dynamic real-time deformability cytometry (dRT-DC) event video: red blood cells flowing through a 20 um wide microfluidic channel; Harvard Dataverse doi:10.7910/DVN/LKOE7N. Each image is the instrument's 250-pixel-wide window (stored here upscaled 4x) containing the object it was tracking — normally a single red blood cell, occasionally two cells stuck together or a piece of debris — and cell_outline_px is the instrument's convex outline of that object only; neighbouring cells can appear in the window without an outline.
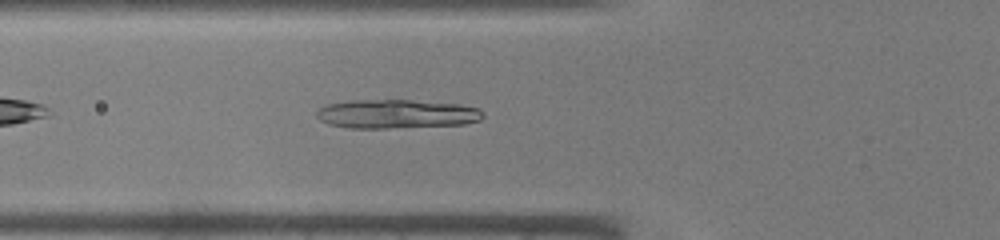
{"species": "common noctule bat (a hibernating species)", "species_latin": "Nyctalus noctula", "temperature_condition": "warm", "stored_images_in_passage": 33, "camera_frame_rate_fps": 3000, "um_per_image_px": 0.085, "animal": {"sex": "male", "body_mass_g": 19.0, "forearm_length_mm": 50.8}, "frame": {"image": 1, "passage_image": 5, "time_ms": 1.333, "image_size_px": [1000, 240], "cell_outline_px": [[484, 116], [480, 120], [464, 124], [388, 128], [348, 128], [328, 124], [320, 120], [316, 116], [316, 112], [320, 108], [328, 104], [352, 100], [412, 100], [460, 104], [480, 108], [484, 112]], "centroid_in_image_um": [33.72, 9.68], "position_along_channel_um": 92.1, "area_um2": 28.15}}
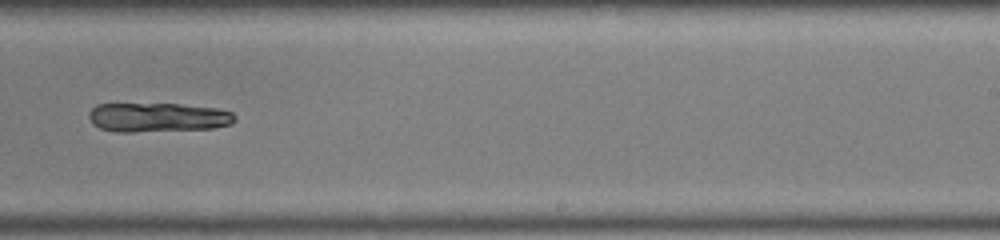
{"frame": {"image": 2, "passage_image": 17, "time_ms": 5.333, "image_size_px": [1000, 240], "cell_outline_px": [[236, 120], [232, 124], [212, 128], [132, 132], [116, 132], [100, 128], [92, 124], [88, 116], [88, 112], [96, 104], [180, 104], [216, 108], [232, 112], [236, 116]], "centroid_in_image_um": [13.4, 9.97], "position_along_channel_um": 275.6, "area_um2": 24.97}}
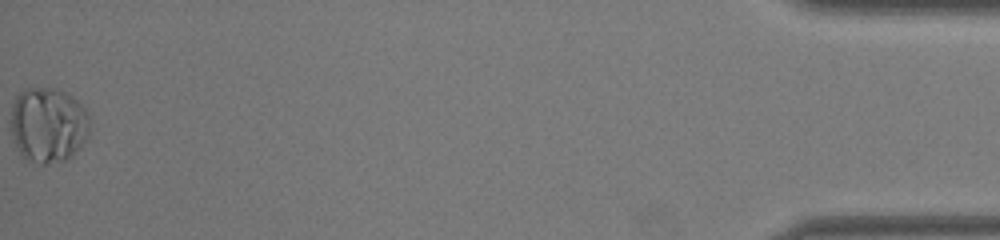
{"frame": {"image": 3, "passage_image": 33, "time_ms": 10.667, "image_size_px": [1000, 240], "cell_outline_px": [[88, 140], [72, 156], [64, 160], [44, 164], [40, 164], [28, 160], [20, 156], [12, 136], [12, 104], [16, 96], [24, 88], [56, 88], [72, 96], [84, 108], [88, 116]], "centroid_in_image_um": [4.09, 10.63], "position_along_channel_um": 431.1, "area_um2": 34.74}}